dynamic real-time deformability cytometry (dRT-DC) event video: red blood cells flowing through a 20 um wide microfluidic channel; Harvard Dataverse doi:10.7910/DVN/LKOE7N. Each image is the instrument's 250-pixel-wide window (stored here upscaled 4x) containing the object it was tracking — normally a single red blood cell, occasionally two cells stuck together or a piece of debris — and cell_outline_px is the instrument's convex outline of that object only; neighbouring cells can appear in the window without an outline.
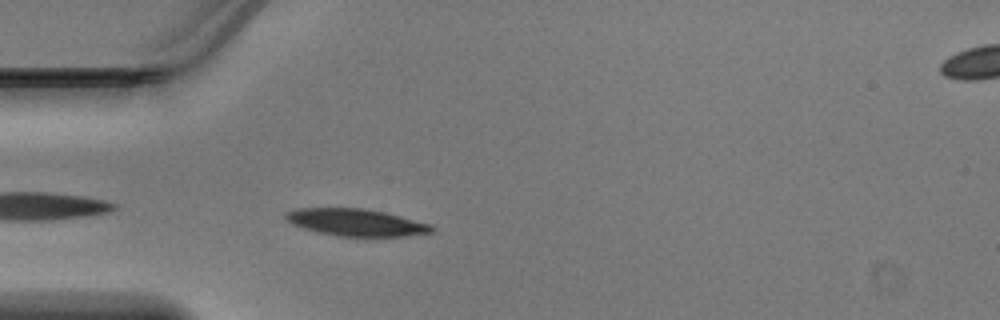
{"species": "Egyptian fruit bat (a non-hibernating species)", "species_latin": "Rousettus aegyptiacus", "temperature_condition": "warm", "stored_images_in_passage": 35, "camera_frame_rate_fps": 3000, "um_per_image_px": 0.085, "animal": {"sex": "male"}, "frame": {"image": 1, "passage_image": 2, "time_ms": 0.333, "image_size_px": [1000, 320], "cell_outline_px": [[436, 228], [432, 232], [404, 236], [336, 236], [316, 232], [292, 224], [284, 216], [284, 212], [296, 208], [364, 208], [384, 212], [432, 224]], "centroid_in_image_um": [30.25, 18.9], "position_along_channel_um": 54.7, "area_um2": 23.12}}
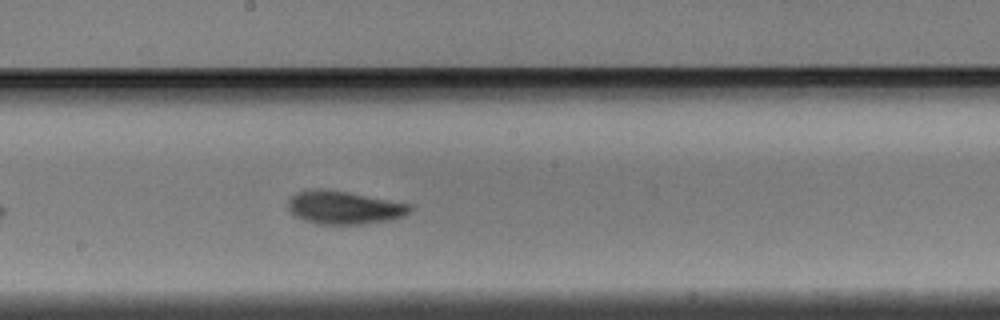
{"frame": {"image": 2, "passage_image": 14, "time_ms": 4.333, "image_size_px": [1000, 320], "cell_outline_px": [[416, 208], [412, 212], [404, 216], [388, 220], [364, 224], [316, 224], [304, 220], [288, 212], [288, 200], [296, 192], [312, 188], [324, 188], [348, 192], [412, 204]], "centroid_in_image_um": [29.26, 17.63], "position_along_channel_um": 218.9, "area_um2": 23.99}}
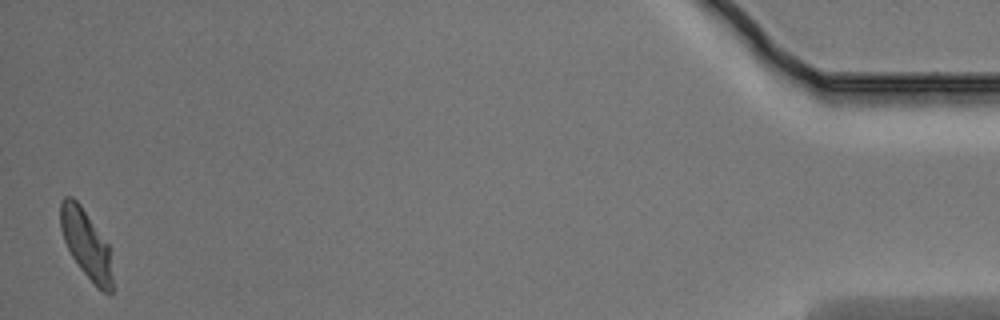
{"frame": {"image": 3, "passage_image": 35, "time_ms": 11.333, "image_size_px": [1000, 320], "cell_outline_px": [[112, 292], [104, 292], [96, 288], [80, 268], [72, 256], [64, 240], [60, 228], [60, 200], [64, 196], [72, 196], [80, 204], [108, 244], [112, 276]], "centroid_in_image_um": [7.3, 20.73], "position_along_channel_um": 427.9, "area_um2": 20.58}}